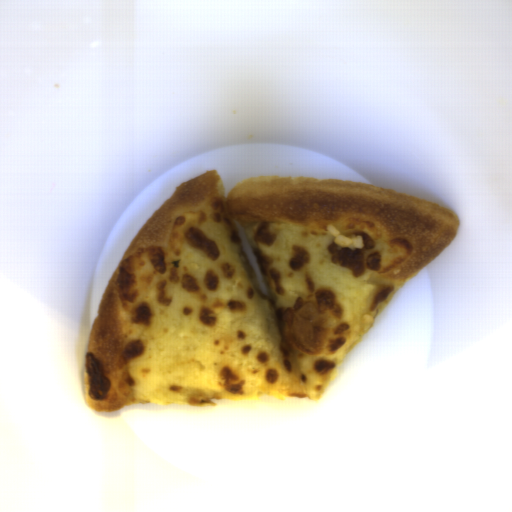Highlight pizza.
I'll list each match as a JSON object with an SVG mask.
<instances>
[{"label": "pizza", "mask_w": 512, "mask_h": 512, "mask_svg": "<svg viewBox=\"0 0 512 512\" xmlns=\"http://www.w3.org/2000/svg\"><path fill=\"white\" fill-rule=\"evenodd\" d=\"M459 228L457 214L385 186L261 175L226 195L208 170L175 186L113 271L88 335V406L317 402Z\"/></svg>", "instance_id": "obj_1"}]
</instances>
